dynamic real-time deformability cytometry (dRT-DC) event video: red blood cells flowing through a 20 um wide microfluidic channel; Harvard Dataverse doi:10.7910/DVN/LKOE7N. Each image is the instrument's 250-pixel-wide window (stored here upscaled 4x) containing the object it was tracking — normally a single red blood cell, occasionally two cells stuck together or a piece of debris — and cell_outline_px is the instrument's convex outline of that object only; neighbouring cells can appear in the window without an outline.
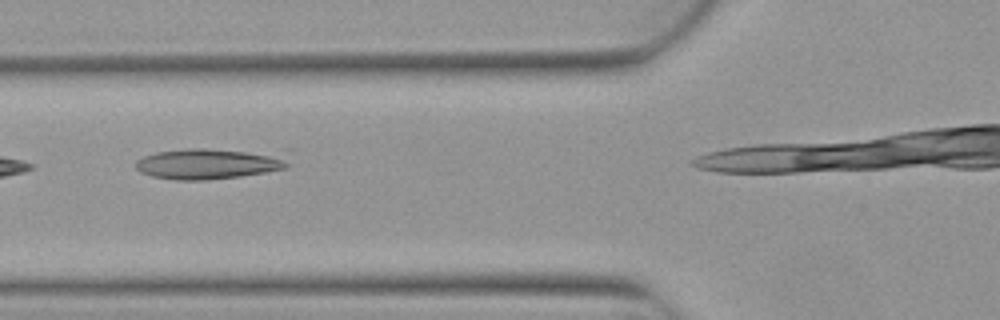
{"species": "Egyptian fruit bat (a non-hibernating species)", "species_latin": "Rousettus aegyptiacus", "temperature_condition": "warm", "stored_images_in_passage": 3, "camera_frame_rate_fps": 3000, "um_per_image_px": 0.085, "animal": {"sex": "female"}, "frame": {"image": 1, "passage_image": 2, "time_ms": 0.333, "image_size_px": [1000, 320], "cell_outline_px": [[296, 148], [288, 168], [240, 176], [208, 180], [176, 180], [152, 176], [140, 172], [136, 168], [136, 160], [144, 156], [156, 152], [188, 148]], "centroid_in_image_um": [18.17, 13.83], "position_along_channel_um": 107.6, "area_um2": 29.77}}